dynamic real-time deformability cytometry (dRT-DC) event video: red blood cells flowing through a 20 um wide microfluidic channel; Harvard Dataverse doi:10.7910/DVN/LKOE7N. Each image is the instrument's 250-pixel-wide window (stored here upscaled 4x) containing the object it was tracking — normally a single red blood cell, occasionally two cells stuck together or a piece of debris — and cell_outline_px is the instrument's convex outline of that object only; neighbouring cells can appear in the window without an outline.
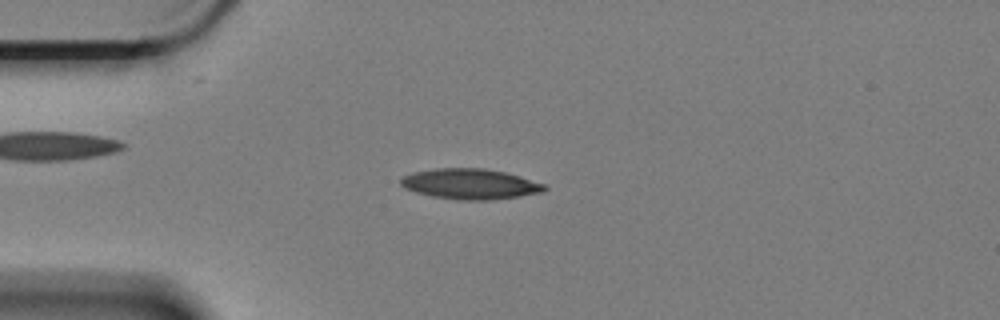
{"species": "Egyptian fruit bat (a non-hibernating species)", "species_latin": "Rousettus aegyptiacus", "temperature_condition": "cold", "stored_images_in_passage": 17, "camera_frame_rate_fps": 3000, "um_per_image_px": 0.085, "animal": {"sex": "female"}, "frame": {"image": 1, "passage_image": 14, "time_ms": 4.333, "image_size_px": [1000, 320], "cell_outline_px": [[548, 188], [544, 192], [520, 196], [492, 200], [456, 200], [432, 196], [416, 192], [404, 188], [400, 184], [400, 180], [404, 176], [412, 172], [436, 168], [484, 168], [504, 172], [520, 176], [548, 184]], "centroid_in_image_um": [40.01, 15.64], "position_along_channel_um": 45.0, "area_um2": 25.78}}